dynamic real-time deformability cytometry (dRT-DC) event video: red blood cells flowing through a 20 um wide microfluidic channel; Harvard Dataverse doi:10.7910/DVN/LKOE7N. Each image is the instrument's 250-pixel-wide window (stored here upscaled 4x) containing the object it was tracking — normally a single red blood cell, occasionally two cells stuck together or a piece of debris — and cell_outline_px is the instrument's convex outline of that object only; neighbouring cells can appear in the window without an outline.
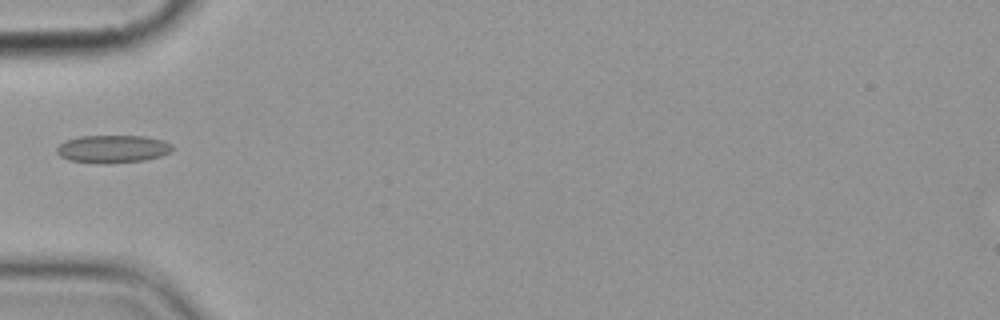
{"species": "common noctule bat (a hibernating species)", "species_latin": "Nyctalus noctula", "temperature_condition": "cold", "stored_images_in_passage": 5, "camera_frame_rate_fps": 3000, "um_per_image_px": 0.085, "animal": {"sex": "female", "body_mass_g": 19.9}, "frame": {"image": 1, "passage_image": 5, "time_ms": 4.667, "image_size_px": [1000, 320], "cell_outline_px": [[172, 152], [160, 156], [144, 160], [68, 160], [60, 156], [56, 152], [56, 148], [64, 140], [80, 136], [144, 136], [164, 140], [172, 144]], "centroid_in_image_um": [9.61, 12.59], "position_along_channel_um": 75.4, "area_um2": 17.74}}